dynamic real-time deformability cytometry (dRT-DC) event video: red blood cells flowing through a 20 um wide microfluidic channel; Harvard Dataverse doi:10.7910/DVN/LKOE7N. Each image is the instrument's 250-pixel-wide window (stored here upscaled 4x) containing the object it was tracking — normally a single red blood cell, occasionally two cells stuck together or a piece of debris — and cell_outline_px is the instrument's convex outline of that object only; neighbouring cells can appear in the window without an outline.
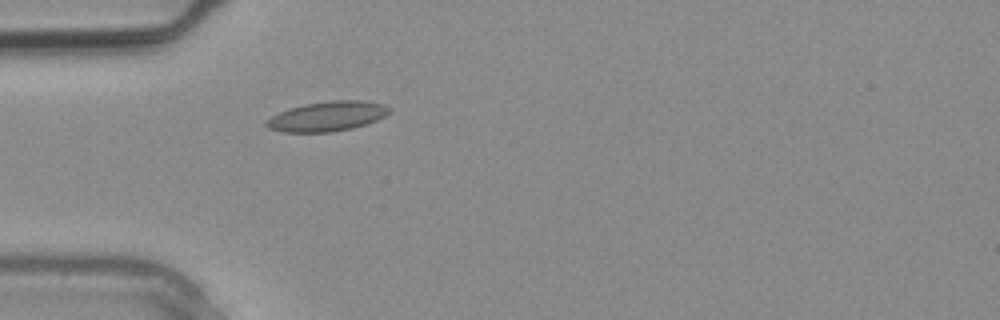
{"species": "common noctule bat (a hibernating species)", "species_latin": "Nyctalus noctula", "temperature_condition": "warm", "stored_images_in_passage": 2, "camera_frame_rate_fps": 3000, "um_per_image_px": 0.085, "animal": {"sex": "male", "body_mass_g": 20.4}, "frame": {"image": 1, "passage_image": 2, "time_ms": 0.333, "image_size_px": [1000, 320], "cell_outline_px": [[392, 112], [376, 120], [352, 128], [332, 132], [280, 132], [268, 128], [264, 124], [264, 120], [280, 112], [304, 104], [332, 100], [364, 100], [384, 104], [392, 108]], "centroid_in_image_um": [27.83, 9.88], "position_along_channel_um": 57.2, "area_um2": 21.44}}